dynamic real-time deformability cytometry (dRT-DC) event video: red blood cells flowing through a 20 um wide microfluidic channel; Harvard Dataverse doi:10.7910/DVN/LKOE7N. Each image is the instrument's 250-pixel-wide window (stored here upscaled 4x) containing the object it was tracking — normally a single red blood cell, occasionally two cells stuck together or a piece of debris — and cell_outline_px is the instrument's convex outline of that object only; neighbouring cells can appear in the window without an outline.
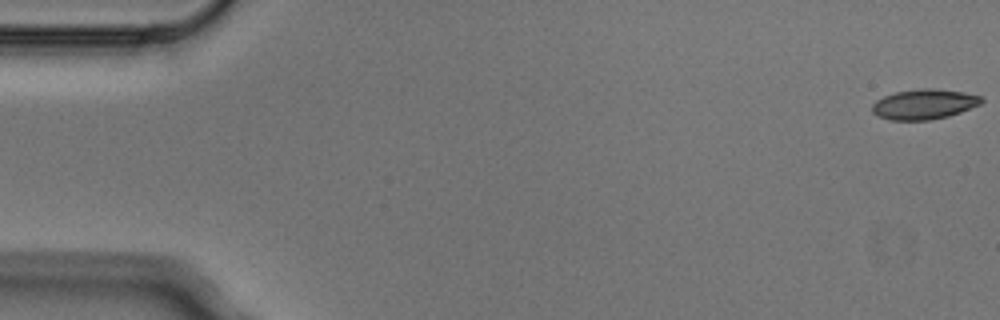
{"species": "Egyptian fruit bat (a non-hibernating species)", "species_latin": "Rousettus aegyptiacus", "temperature_condition": "cold", "stored_images_in_passage": 5, "camera_frame_rate_fps": 3000, "um_per_image_px": 0.085, "animal": {"sex": "male"}, "frame": {"image": 1, "passage_image": 1, "time_ms": 0.0, "image_size_px": [1000, 320], "cell_outline_px": [[984, 100], [980, 104], [960, 112], [948, 116], [928, 120], [888, 120], [872, 112], [872, 104], [876, 100], [884, 96], [896, 92], [920, 88], [932, 88], [964, 92], [980, 96]], "centroid_in_image_um": [78.53, 8.85], "position_along_channel_um": 6.5, "area_um2": 19.07}}
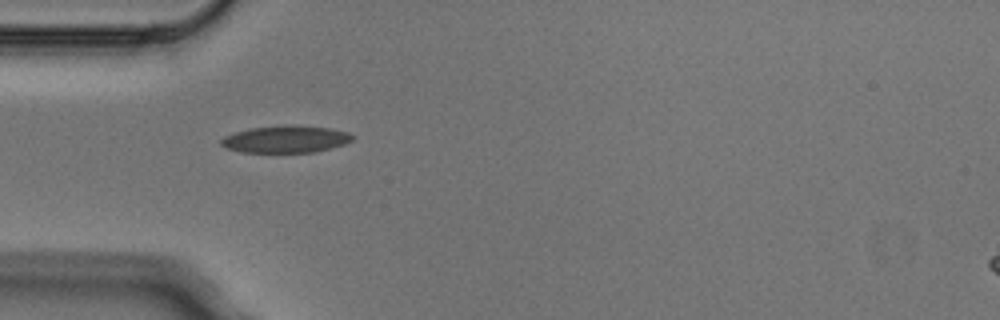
{"frame": {"image": 2, "passage_image": 4, "time_ms": 1.0, "image_size_px": [1000, 320], "cell_outline_px": [[356, 136], [352, 140], [344, 144], [332, 148], [316, 152], [240, 152], [228, 148], [220, 144], [220, 140], [224, 136], [248, 128], [288, 124], [296, 124], [328, 128], [348, 132]], "centroid_in_image_um": [24.31, 11.82], "position_along_channel_um": 60.7, "area_um2": 20.98}}
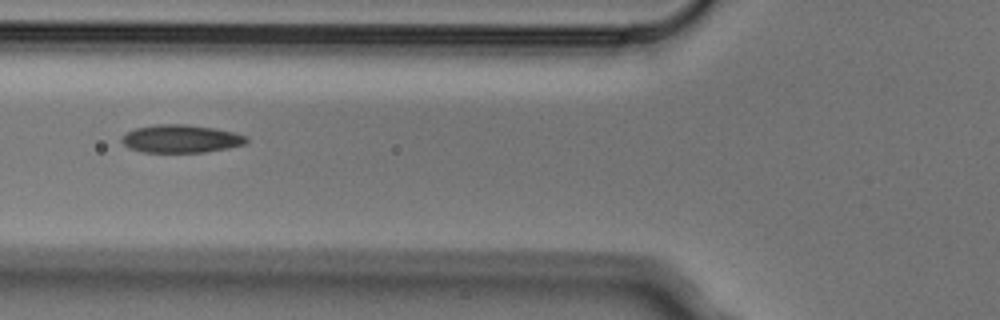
{"frame": {"image": 3, "passage_image": 5, "time_ms": 1.333, "image_size_px": [1000, 320], "cell_outline_px": [[248, 140], [244, 144], [228, 148], [204, 152], [140, 152], [128, 148], [120, 140], [128, 132], [136, 128], [156, 124], [184, 124], [216, 128], [248, 136]], "centroid_in_image_um": [15.38, 11.79], "position_along_channel_um": 110.4, "area_um2": 20.29}}